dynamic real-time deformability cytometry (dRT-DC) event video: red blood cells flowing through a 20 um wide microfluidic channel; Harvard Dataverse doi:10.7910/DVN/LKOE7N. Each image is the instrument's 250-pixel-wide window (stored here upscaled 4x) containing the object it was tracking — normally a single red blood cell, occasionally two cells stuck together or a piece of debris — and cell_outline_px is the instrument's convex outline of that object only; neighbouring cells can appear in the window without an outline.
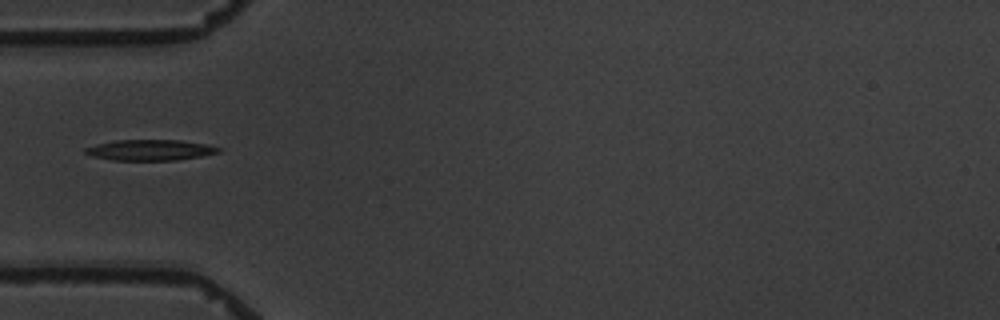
{"species": "common noctule bat (a hibernating species)", "species_latin": "Nyctalus noctula", "temperature_condition": "warm", "stored_images_in_passage": 6, "camera_frame_rate_fps": 3000, "um_per_image_px": 0.085, "animal": {"sex": "male", "body_mass_g": 19.5, "forearm_length_mm": 54.6}, "frame": {"image": 1, "passage_image": 5, "time_ms": 4.667, "image_size_px": [1000, 320], "cell_outline_px": [[220, 152], [200, 156], [176, 160], [112, 160], [92, 156], [84, 152], [84, 148], [96, 144], [116, 140], [180, 140], [204, 144], [220, 148]], "centroid_in_image_um": [12.72, 12.75], "position_along_channel_um": 72.3, "area_um2": 15.95}}
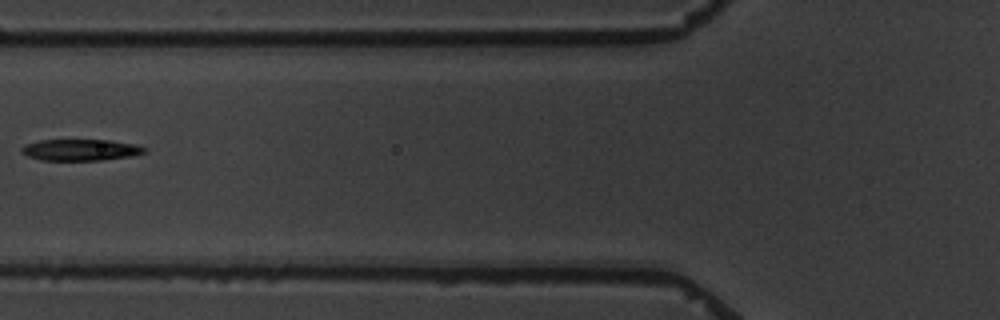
{"frame": {"image": 2, "passage_image": 6, "time_ms": 6.0, "image_size_px": [1000, 320], "cell_outline_px": [[144, 152], [132, 156], [104, 160], [40, 160], [28, 156], [20, 152], [20, 148], [24, 144], [40, 140], [108, 140], [136, 144], [144, 148]], "centroid_in_image_um": [6.79, 12.74], "position_along_channel_um": 119.0, "area_um2": 15.32}}